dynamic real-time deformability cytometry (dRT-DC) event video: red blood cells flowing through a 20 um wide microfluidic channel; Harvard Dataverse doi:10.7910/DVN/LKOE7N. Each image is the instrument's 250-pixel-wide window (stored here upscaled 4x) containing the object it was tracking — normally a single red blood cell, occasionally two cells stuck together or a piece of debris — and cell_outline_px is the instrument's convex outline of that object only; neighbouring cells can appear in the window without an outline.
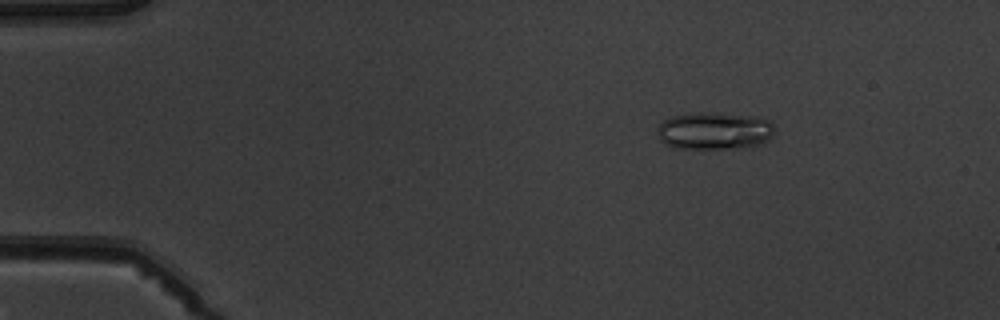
{"species": "common noctule bat (a hibernating species)", "species_latin": "Nyctalus noctula", "temperature_condition": "warm", "stored_images_in_passage": 5, "camera_frame_rate_fps": 3000, "um_per_image_px": 0.085, "animal": {"sex": "male", "body_mass_g": 19.5, "forearm_length_mm": 54.6}, "frame": {"image": 1, "passage_image": 3, "time_ms": 2.333, "image_size_px": [1000, 320], "cell_outline_px": [[776, 132], [764, 144], [740, 148], [676, 148], [664, 144], [660, 140], [656, 128], [664, 120], [672, 116], [700, 112], [708, 112], [756, 116], [772, 120]], "centroid_in_image_um": [60.78, 11.12], "position_along_channel_um": 24.2, "area_um2": 26.01}}